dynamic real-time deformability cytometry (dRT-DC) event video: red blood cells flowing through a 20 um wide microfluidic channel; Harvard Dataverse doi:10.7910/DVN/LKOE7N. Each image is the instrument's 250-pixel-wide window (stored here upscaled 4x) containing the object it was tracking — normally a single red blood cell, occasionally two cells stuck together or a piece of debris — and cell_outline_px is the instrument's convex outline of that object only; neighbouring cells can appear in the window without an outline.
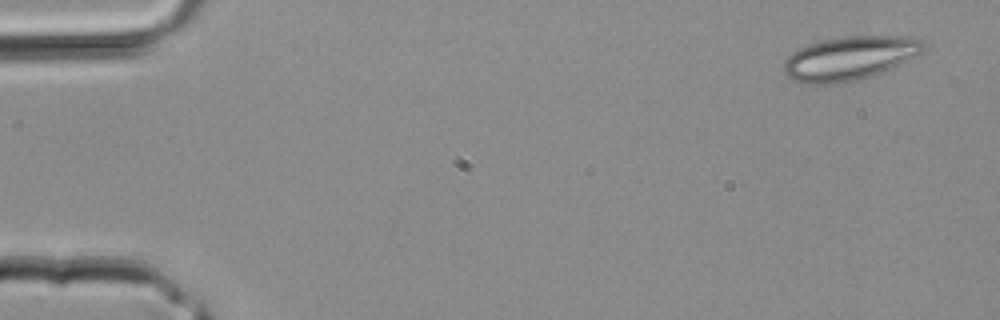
{"species": "common noctule bat (a hibernating species)", "species_latin": "Nyctalus noctula", "temperature_condition": "room temperature", "stored_images_in_passage": 4, "camera_frame_rate_fps": 3000, "um_per_image_px": 0.085, "animal": {"sex": "male", "body_mass_g": 20.4}, "frame": {"image": 1, "passage_image": 1, "time_ms": 0.0, "image_size_px": [1000, 320], "cell_outline_px": [[924, 48], [916, 56], [880, 72], [856, 80], [840, 84], [804, 84], [792, 80], [784, 72], [784, 60], [792, 52], [808, 44], [824, 40], [844, 36], [900, 36], [920, 40], [924, 44]], "centroid_in_image_um": [72.14, 4.96], "position_along_channel_um": 12.9, "area_um2": 35.26}}